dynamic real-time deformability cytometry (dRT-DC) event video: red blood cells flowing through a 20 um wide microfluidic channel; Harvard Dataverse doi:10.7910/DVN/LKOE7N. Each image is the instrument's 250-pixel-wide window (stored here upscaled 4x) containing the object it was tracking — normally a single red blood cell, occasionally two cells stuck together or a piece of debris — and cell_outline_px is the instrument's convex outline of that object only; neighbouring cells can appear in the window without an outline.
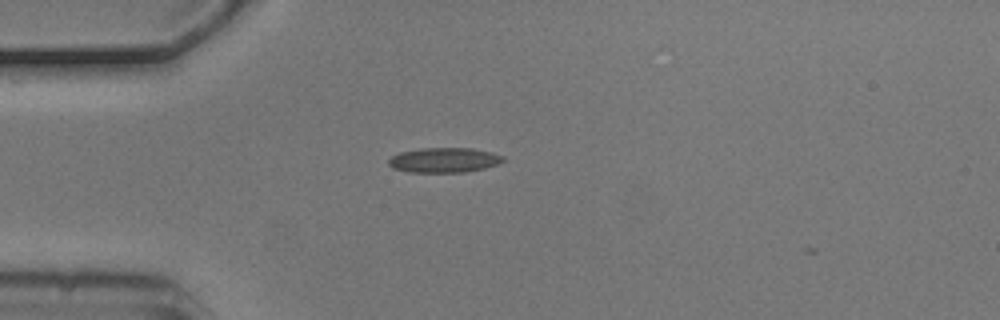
{"species": "common noctule bat (a hibernating species)", "species_latin": "Nyctalus noctula", "temperature_condition": "cold", "stored_images_in_passage": 1, "camera_frame_rate_fps": 3000, "um_per_image_px": 0.085, "animal": {"sex": "male", "body_mass_g": 20.5, "forearm_length_mm": 52.5}, "frame": {"image": 1, "passage_image": 1, "time_ms": 0.0, "image_size_px": [1000, 320], "cell_outline_px": [[504, 160], [500, 164], [484, 168], [464, 172], [408, 172], [392, 168], [388, 164], [388, 160], [392, 156], [400, 152], [424, 148], [472, 148], [492, 152], [504, 156]], "centroid_in_image_um": [37.76, 13.61], "position_along_channel_um": 47.2, "area_um2": 16.65}}